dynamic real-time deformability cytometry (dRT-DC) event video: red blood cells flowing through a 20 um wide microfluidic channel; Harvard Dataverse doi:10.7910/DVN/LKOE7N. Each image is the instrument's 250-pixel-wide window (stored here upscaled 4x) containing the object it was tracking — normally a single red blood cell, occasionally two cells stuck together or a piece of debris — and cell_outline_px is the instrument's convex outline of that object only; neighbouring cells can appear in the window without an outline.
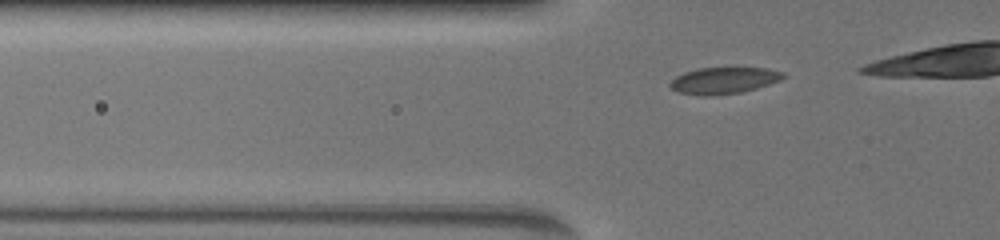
{"species": "common noctule bat (a hibernating species)", "species_latin": "Nyctalus noctula", "temperature_condition": "warm", "stored_images_in_passage": 28, "camera_frame_rate_fps": 3000, "um_per_image_px": 0.085, "animal": {"sex": "female", "body_mass_g": 19.5, "forearm_length_mm": 54.1}, "frame": {"image": 1, "passage_image": 2, "time_ms": 0.333, "image_size_px": [1000, 240], "cell_outline_px": [[784, 76], [780, 80], [756, 88], [740, 92], [708, 96], [704, 96], [680, 92], [672, 88], [668, 84], [676, 76], [684, 72], [700, 68], [764, 68], [784, 72]], "centroid_in_image_um": [61.5, 6.84], "position_along_channel_um": 64.3, "area_um2": 17.17}}
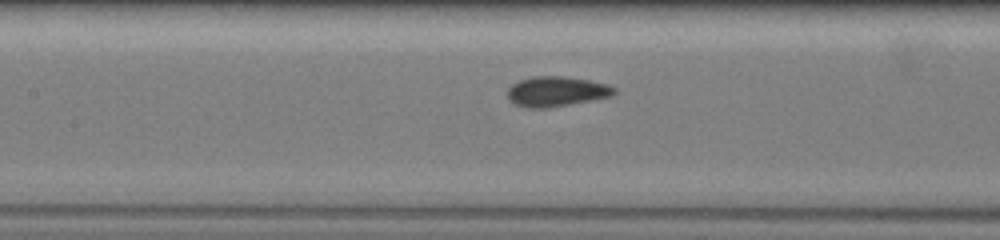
{"frame": {"image": 2, "passage_image": 16, "time_ms": 3.0, "image_size_px": [1000, 240], "cell_outline_px": [[616, 92], [608, 96], [548, 108], [532, 108], [516, 104], [508, 100], [508, 88], [512, 84], [520, 80], [532, 76], [564, 76], [588, 80], [608, 84], [616, 88]], "centroid_in_image_um": [47.26, 7.76], "position_along_channel_um": 160.1, "area_um2": 18.38}}
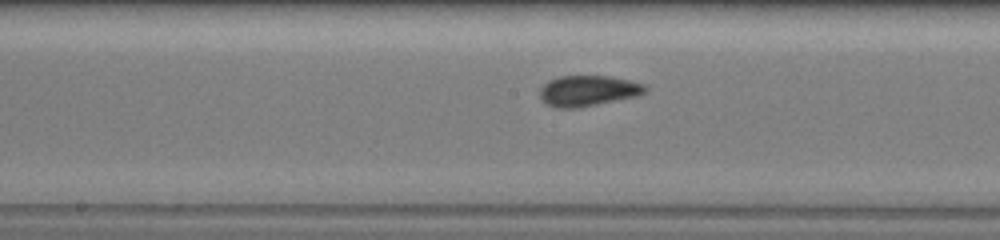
{"frame": {"image": 3, "passage_image": 23, "time_ms": 4.0, "image_size_px": [1000, 240], "cell_outline_px": [[648, 88], [644, 92], [632, 96], [576, 108], [560, 108], [548, 104], [540, 96], [540, 88], [548, 80], [560, 76], [608, 76], [628, 80], [644, 84]], "centroid_in_image_um": [49.94, 7.69], "position_along_channel_um": 198.3, "area_um2": 18.26}}